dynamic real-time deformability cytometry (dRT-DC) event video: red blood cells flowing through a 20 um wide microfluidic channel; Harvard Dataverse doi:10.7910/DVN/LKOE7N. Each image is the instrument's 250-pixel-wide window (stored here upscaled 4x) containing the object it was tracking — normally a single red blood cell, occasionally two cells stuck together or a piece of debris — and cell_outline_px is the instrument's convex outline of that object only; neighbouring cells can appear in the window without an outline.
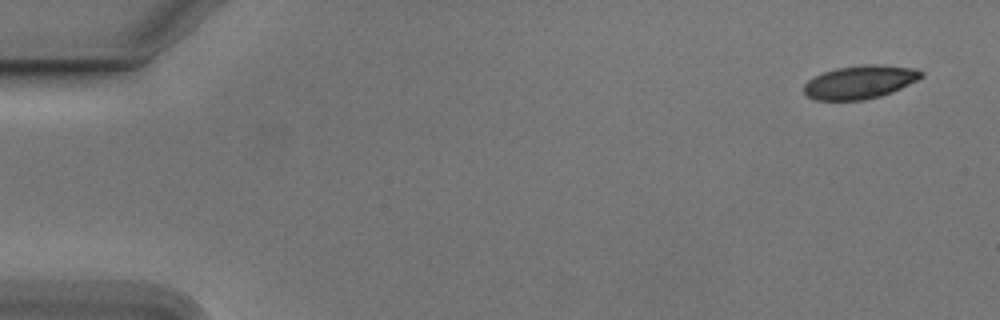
{"species": "Egyptian fruit bat (a non-hibernating species)", "species_latin": "Rousettus aegyptiacus", "temperature_condition": "cold", "stored_images_in_passage": 19, "camera_frame_rate_fps": 3000, "um_per_image_px": 0.085, "animal": {"sex": "male"}, "frame": {"image": 1, "passage_image": 1, "time_ms": 0.0, "image_size_px": [1000, 320], "cell_outline_px": [[924, 76], [892, 92], [880, 96], [864, 100], [816, 100], [804, 96], [804, 84], [808, 80], [824, 72], [836, 68], [860, 64], [880, 64], [916, 68], [924, 72]], "centroid_in_image_um": [73.09, 6.97], "position_along_channel_um": 11.9, "area_um2": 22.95}}
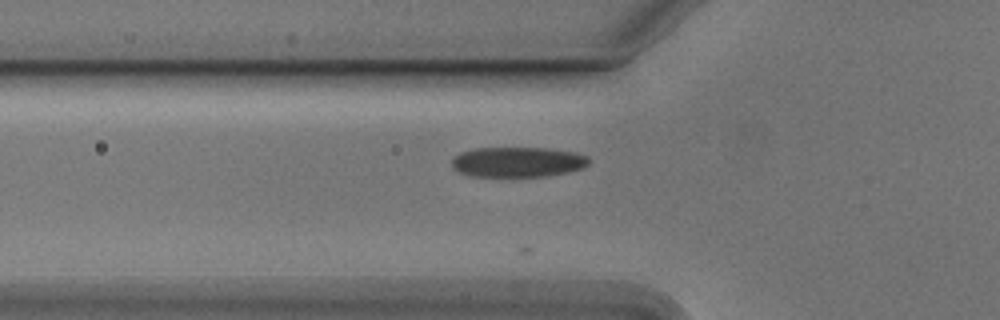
{"frame": {"image": 2, "passage_image": 17, "time_ms": 5.333, "image_size_px": [1000, 320], "cell_outline_px": [[592, 160], [584, 168], [568, 172], [544, 176], [472, 176], [460, 172], [452, 168], [452, 156], [460, 152], [476, 148], [548, 148], [576, 152], [588, 156]], "centroid_in_image_um": [44.03, 13.76], "position_along_channel_um": 81.8, "area_um2": 24.28}}